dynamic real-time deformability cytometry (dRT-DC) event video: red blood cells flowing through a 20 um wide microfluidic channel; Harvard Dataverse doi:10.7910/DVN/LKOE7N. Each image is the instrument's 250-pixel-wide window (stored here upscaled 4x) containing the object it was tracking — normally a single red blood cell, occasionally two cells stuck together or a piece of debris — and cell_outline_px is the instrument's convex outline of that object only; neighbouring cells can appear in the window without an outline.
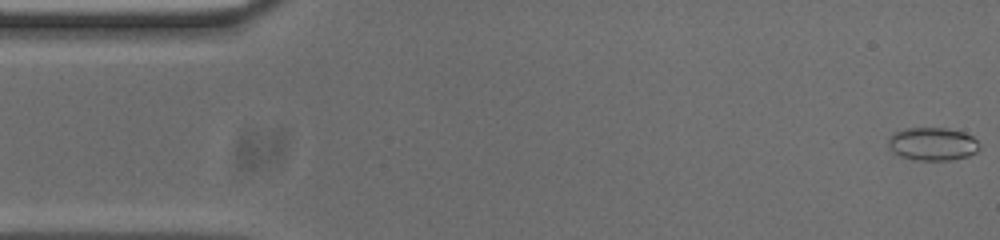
{"species": "common noctule bat (a hibernating species)", "species_latin": "Nyctalus noctula", "temperature_condition": "cold", "stored_images_in_passage": 53, "camera_frame_rate_fps": 3000, "um_per_image_px": 0.085, "animal": {"sex": "male", "body_mass_g": 20.0, "forearm_length_mm": 53.3}, "frame": {"image": 1, "passage_image": 1, "time_ms": 0.0, "image_size_px": [1000, 240], "cell_outline_px": [[980, 148], [976, 152], [968, 156], [952, 160], [916, 160], [900, 156], [892, 152], [888, 144], [888, 136], [892, 132], [904, 128], [948, 128], [964, 132], [972, 136], [980, 144]], "centroid_in_image_um": [79.25, 12.23], "position_along_channel_um": 5.8, "area_um2": 17.86}}
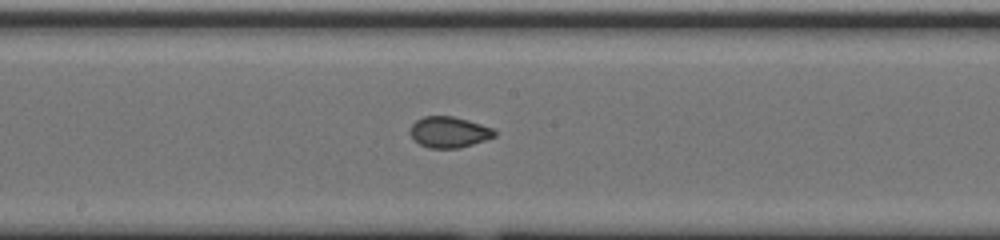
{"frame": {"image": 2, "passage_image": 27, "time_ms": 8.667, "image_size_px": [1000, 240], "cell_outline_px": [[496, 136], [472, 144], [456, 148], [428, 148], [420, 144], [408, 132], [412, 124], [416, 120], [424, 116], [452, 116], [468, 120], [492, 128], [496, 132]], "centroid_in_image_um": [38.14, 11.22], "position_along_channel_um": 210.1, "area_um2": 15.09}}
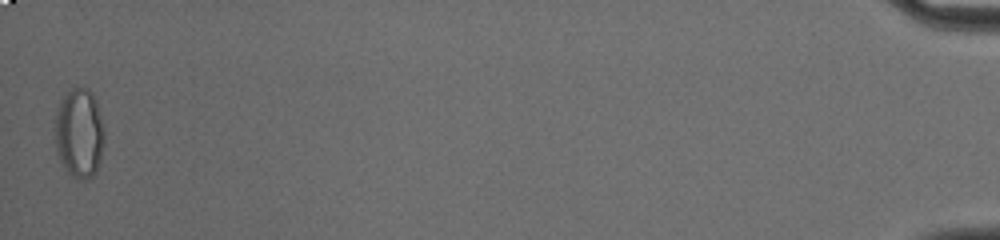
{"frame": {"image": 3, "passage_image": 53, "time_ms": 17.333, "image_size_px": [1000, 240], "cell_outline_px": [[104, 140], [100, 160], [92, 176], [88, 180], [80, 180], [72, 176], [68, 172], [60, 160], [56, 152], [56, 112], [60, 100], [72, 88], [88, 88], [92, 92], [96, 100], [104, 128]], "centroid_in_image_um": [6.75, 11.32], "position_along_channel_um": 428.5, "area_um2": 25.66}, "authors_computed_cell_mechanics": {"area_um2": 16.2996, "velocity_mm_per_s": 3.7576, "shape_relaxation_time_tau1_ms": null, "shape_relaxation_time_tau2_ms": 1.0506, "deformation_change_tau1": null, "deformation_change_tau2": 0.0417}}